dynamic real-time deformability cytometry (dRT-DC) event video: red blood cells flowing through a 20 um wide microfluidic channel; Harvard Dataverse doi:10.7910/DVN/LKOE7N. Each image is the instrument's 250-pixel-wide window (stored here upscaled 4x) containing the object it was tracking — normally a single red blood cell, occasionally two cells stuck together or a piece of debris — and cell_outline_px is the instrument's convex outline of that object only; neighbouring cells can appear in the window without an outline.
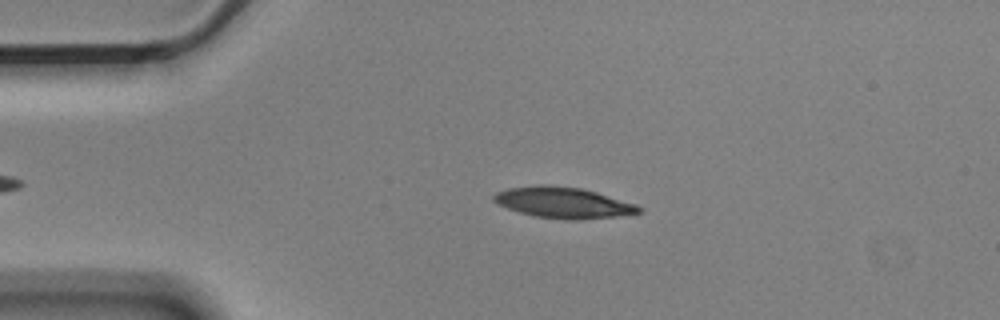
{"species": "Egyptian fruit bat (a non-hibernating species)", "species_latin": "Rousettus aegyptiacus", "temperature_condition": "cold", "stored_images_in_passage": 49, "camera_frame_rate_fps": 3000, "um_per_image_px": 0.085, "animal": {"sex": "male"}, "frame": {"image": 1, "passage_image": 11, "time_ms": 3.333, "image_size_px": [1000, 320], "cell_outline_px": [[644, 212], [616, 216], [576, 220], [536, 216], [520, 212], [508, 208], [492, 200], [492, 196], [496, 192], [508, 188], [536, 184], [548, 184], [580, 188], [596, 192], [636, 204], [644, 208]], "centroid_in_image_um": [47.89, 17.21], "position_along_channel_um": 37.1, "area_um2": 26.07}}
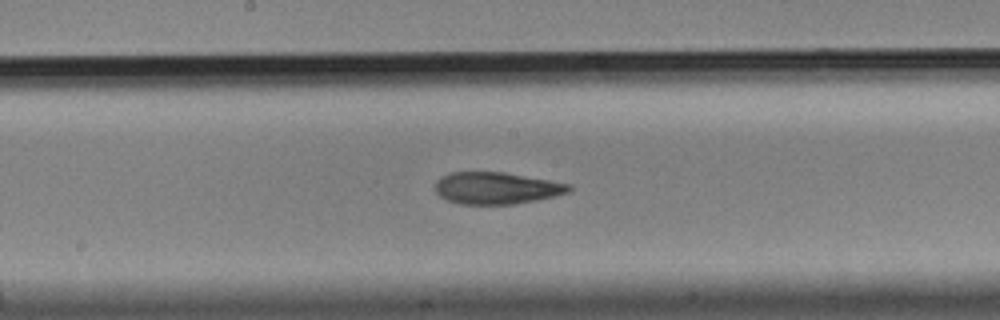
{"frame": {"image": 2, "passage_image": 28, "time_ms": 9.0, "image_size_px": [1000, 320], "cell_outline_px": [[572, 188], [568, 192], [556, 196], [536, 200], [512, 204], [460, 204], [448, 200], [440, 196], [436, 192], [436, 180], [440, 176], [452, 172], [504, 172], [572, 184]], "centroid_in_image_um": [42.2, 15.98], "position_along_channel_um": 206.0, "area_um2": 24.85}}
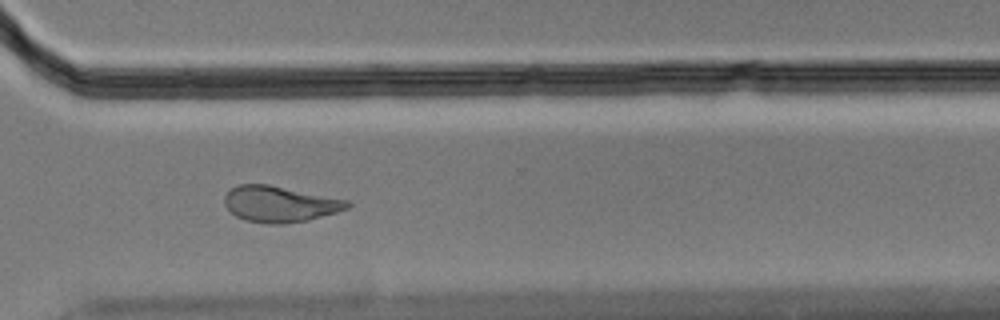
{"frame": {"image": 3, "passage_image": 40, "time_ms": 13.0, "image_size_px": [1000, 320], "cell_outline_px": [[352, 204], [348, 208], [336, 212], [308, 220], [284, 224], [268, 224], [244, 220], [236, 216], [224, 204], [224, 196], [236, 184], [268, 184], [348, 200]], "centroid_in_image_um": [23.77, 17.34], "position_along_channel_um": 346.8, "area_um2": 25.72}, "authors_computed_cell_mechanics": {"area_um2": 25.5476, "velocity_mm_per_s": 3.5361, "shape_relaxation_time_tau1_ms": null, "shape_relaxation_time_tau2_ms": 3.3688, "deformation_change_tau1": null, "deformation_change_tau2": 0.1134}}